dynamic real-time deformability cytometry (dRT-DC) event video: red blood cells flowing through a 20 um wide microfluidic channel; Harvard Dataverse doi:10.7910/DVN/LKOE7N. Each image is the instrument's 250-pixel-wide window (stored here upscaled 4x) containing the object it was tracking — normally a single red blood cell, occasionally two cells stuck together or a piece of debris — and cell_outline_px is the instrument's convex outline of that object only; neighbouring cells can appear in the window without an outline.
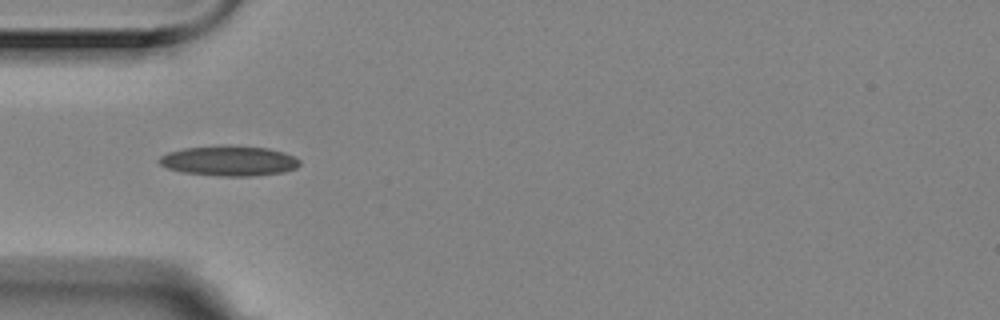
{"species": "Egyptian fruit bat (a non-hibernating species)", "species_latin": "Rousettus aegyptiacus", "temperature_condition": "room temperature", "stored_images_in_passage": 5, "camera_frame_rate_fps": 3000, "um_per_image_px": 0.085, "animal": {"sex": "female"}, "frame": {"image": 1, "passage_image": 4, "time_ms": 1.0, "image_size_px": [1000, 320], "cell_outline_px": [[300, 164], [296, 168], [284, 172], [252, 176], [216, 176], [180, 172], [168, 168], [160, 164], [156, 160], [160, 156], [168, 152], [184, 148], [224, 144], [268, 148], [284, 152], [300, 160]], "centroid_in_image_um": [19.44, 13.66], "position_along_channel_um": 65.6, "area_um2": 25.03}}
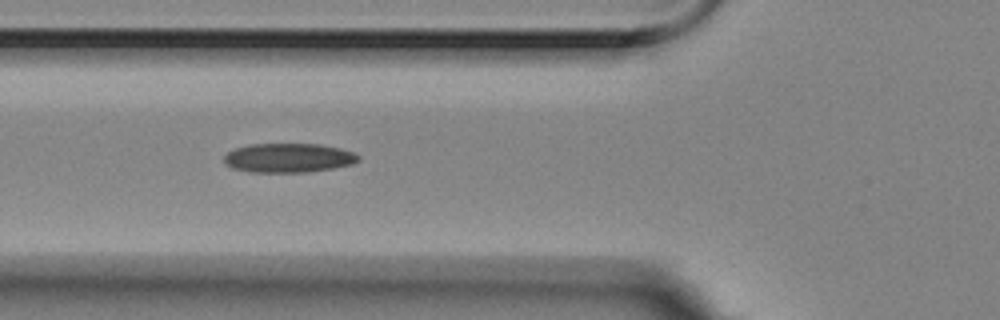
{"frame": {"image": 2, "passage_image": 5, "time_ms": 1.333, "image_size_px": [1000, 320], "cell_outline_px": [[360, 160], [352, 164], [332, 168], [308, 172], [248, 172], [232, 168], [224, 164], [224, 156], [228, 152], [236, 148], [252, 144], [320, 144], [340, 148], [352, 152], [360, 156]], "centroid_in_image_um": [24.51, 13.42], "position_along_channel_um": 101.3, "area_um2": 22.89}}